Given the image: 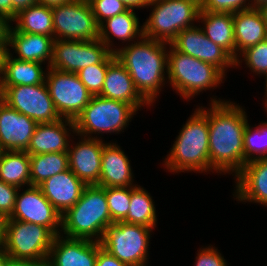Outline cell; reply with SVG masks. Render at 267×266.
Here are the masks:
<instances>
[{"label":"cell","mask_w":267,"mask_h":266,"mask_svg":"<svg viewBox=\"0 0 267 266\" xmlns=\"http://www.w3.org/2000/svg\"><path fill=\"white\" fill-rule=\"evenodd\" d=\"M214 95L207 105L210 175L234 179L244 167V131L249 118L239 103Z\"/></svg>","instance_id":"obj_1"},{"label":"cell","mask_w":267,"mask_h":266,"mask_svg":"<svg viewBox=\"0 0 267 266\" xmlns=\"http://www.w3.org/2000/svg\"><path fill=\"white\" fill-rule=\"evenodd\" d=\"M169 45L142 36L115 53L118 61L129 72L136 90L151 106L157 103L160 92L168 86Z\"/></svg>","instance_id":"obj_2"},{"label":"cell","mask_w":267,"mask_h":266,"mask_svg":"<svg viewBox=\"0 0 267 266\" xmlns=\"http://www.w3.org/2000/svg\"><path fill=\"white\" fill-rule=\"evenodd\" d=\"M199 105H194L196 108L160 162L168 173L210 174L208 107Z\"/></svg>","instance_id":"obj_3"},{"label":"cell","mask_w":267,"mask_h":266,"mask_svg":"<svg viewBox=\"0 0 267 266\" xmlns=\"http://www.w3.org/2000/svg\"><path fill=\"white\" fill-rule=\"evenodd\" d=\"M112 223L105 187L87 185L78 202L61 216L60 234L100 242Z\"/></svg>","instance_id":"obj_4"},{"label":"cell","mask_w":267,"mask_h":266,"mask_svg":"<svg viewBox=\"0 0 267 266\" xmlns=\"http://www.w3.org/2000/svg\"><path fill=\"white\" fill-rule=\"evenodd\" d=\"M226 78L213 64L181 53L169 45L167 82L182 100L190 102L207 90L219 89Z\"/></svg>","instance_id":"obj_5"},{"label":"cell","mask_w":267,"mask_h":266,"mask_svg":"<svg viewBox=\"0 0 267 266\" xmlns=\"http://www.w3.org/2000/svg\"><path fill=\"white\" fill-rule=\"evenodd\" d=\"M136 114L139 113L131 104L92 95L74 120V127L78 135L104 140V134L123 133Z\"/></svg>","instance_id":"obj_6"},{"label":"cell","mask_w":267,"mask_h":266,"mask_svg":"<svg viewBox=\"0 0 267 266\" xmlns=\"http://www.w3.org/2000/svg\"><path fill=\"white\" fill-rule=\"evenodd\" d=\"M149 16L143 22V36L171 43L179 32L197 25L199 0H150Z\"/></svg>","instance_id":"obj_7"},{"label":"cell","mask_w":267,"mask_h":266,"mask_svg":"<svg viewBox=\"0 0 267 266\" xmlns=\"http://www.w3.org/2000/svg\"><path fill=\"white\" fill-rule=\"evenodd\" d=\"M153 231L140 224L114 222L105 229L101 247L128 266H144L149 264Z\"/></svg>","instance_id":"obj_8"},{"label":"cell","mask_w":267,"mask_h":266,"mask_svg":"<svg viewBox=\"0 0 267 266\" xmlns=\"http://www.w3.org/2000/svg\"><path fill=\"white\" fill-rule=\"evenodd\" d=\"M54 237L43 225L8 220L2 248L12 259L48 261Z\"/></svg>","instance_id":"obj_9"},{"label":"cell","mask_w":267,"mask_h":266,"mask_svg":"<svg viewBox=\"0 0 267 266\" xmlns=\"http://www.w3.org/2000/svg\"><path fill=\"white\" fill-rule=\"evenodd\" d=\"M0 99L37 123H52L61 119L46 83L0 86Z\"/></svg>","instance_id":"obj_10"},{"label":"cell","mask_w":267,"mask_h":266,"mask_svg":"<svg viewBox=\"0 0 267 266\" xmlns=\"http://www.w3.org/2000/svg\"><path fill=\"white\" fill-rule=\"evenodd\" d=\"M45 83L61 118L74 121L92 97L76 73L49 67Z\"/></svg>","instance_id":"obj_11"},{"label":"cell","mask_w":267,"mask_h":266,"mask_svg":"<svg viewBox=\"0 0 267 266\" xmlns=\"http://www.w3.org/2000/svg\"><path fill=\"white\" fill-rule=\"evenodd\" d=\"M54 39L89 41L99 39L97 25L88 0H73L52 7Z\"/></svg>","instance_id":"obj_12"},{"label":"cell","mask_w":267,"mask_h":266,"mask_svg":"<svg viewBox=\"0 0 267 266\" xmlns=\"http://www.w3.org/2000/svg\"><path fill=\"white\" fill-rule=\"evenodd\" d=\"M112 52L99 40L54 39L50 68L77 73L82 68L102 63Z\"/></svg>","instance_id":"obj_13"},{"label":"cell","mask_w":267,"mask_h":266,"mask_svg":"<svg viewBox=\"0 0 267 266\" xmlns=\"http://www.w3.org/2000/svg\"><path fill=\"white\" fill-rule=\"evenodd\" d=\"M61 216L41 188L31 185L18 190L14 211L8 220L43 225L56 236L61 231Z\"/></svg>","instance_id":"obj_14"},{"label":"cell","mask_w":267,"mask_h":266,"mask_svg":"<svg viewBox=\"0 0 267 266\" xmlns=\"http://www.w3.org/2000/svg\"><path fill=\"white\" fill-rule=\"evenodd\" d=\"M170 44L181 53L213 64L226 76L230 70L235 68V59L225 49L205 36L198 23L179 32Z\"/></svg>","instance_id":"obj_15"},{"label":"cell","mask_w":267,"mask_h":266,"mask_svg":"<svg viewBox=\"0 0 267 266\" xmlns=\"http://www.w3.org/2000/svg\"><path fill=\"white\" fill-rule=\"evenodd\" d=\"M106 143L107 140L87 138L78 134L71 139L67 152L69 169L86 185L99 184L102 151Z\"/></svg>","instance_id":"obj_16"},{"label":"cell","mask_w":267,"mask_h":266,"mask_svg":"<svg viewBox=\"0 0 267 266\" xmlns=\"http://www.w3.org/2000/svg\"><path fill=\"white\" fill-rule=\"evenodd\" d=\"M101 243L88 239L68 238L61 234L53 239L48 266H95Z\"/></svg>","instance_id":"obj_17"},{"label":"cell","mask_w":267,"mask_h":266,"mask_svg":"<svg viewBox=\"0 0 267 266\" xmlns=\"http://www.w3.org/2000/svg\"><path fill=\"white\" fill-rule=\"evenodd\" d=\"M37 125L0 99V151H26Z\"/></svg>","instance_id":"obj_18"},{"label":"cell","mask_w":267,"mask_h":266,"mask_svg":"<svg viewBox=\"0 0 267 266\" xmlns=\"http://www.w3.org/2000/svg\"><path fill=\"white\" fill-rule=\"evenodd\" d=\"M233 180L232 197L237 203L267 207V158L246 163Z\"/></svg>","instance_id":"obj_19"},{"label":"cell","mask_w":267,"mask_h":266,"mask_svg":"<svg viewBox=\"0 0 267 266\" xmlns=\"http://www.w3.org/2000/svg\"><path fill=\"white\" fill-rule=\"evenodd\" d=\"M117 140L108 141L102 151L100 187H131L136 186L131 160Z\"/></svg>","instance_id":"obj_20"},{"label":"cell","mask_w":267,"mask_h":266,"mask_svg":"<svg viewBox=\"0 0 267 266\" xmlns=\"http://www.w3.org/2000/svg\"><path fill=\"white\" fill-rule=\"evenodd\" d=\"M135 11L128 9L99 25V40L112 53H116L123 46L129 45L143 36V25L140 24L136 14L138 11ZM114 40H118V44Z\"/></svg>","instance_id":"obj_21"},{"label":"cell","mask_w":267,"mask_h":266,"mask_svg":"<svg viewBox=\"0 0 267 266\" xmlns=\"http://www.w3.org/2000/svg\"><path fill=\"white\" fill-rule=\"evenodd\" d=\"M75 134L74 121L70 119L61 118L52 123H38L26 152L29 155L67 153Z\"/></svg>","instance_id":"obj_22"},{"label":"cell","mask_w":267,"mask_h":266,"mask_svg":"<svg viewBox=\"0 0 267 266\" xmlns=\"http://www.w3.org/2000/svg\"><path fill=\"white\" fill-rule=\"evenodd\" d=\"M99 96L131 104L138 112L153 108L136 90L129 72L117 58L108 65Z\"/></svg>","instance_id":"obj_23"},{"label":"cell","mask_w":267,"mask_h":266,"mask_svg":"<svg viewBox=\"0 0 267 266\" xmlns=\"http://www.w3.org/2000/svg\"><path fill=\"white\" fill-rule=\"evenodd\" d=\"M54 37L17 31L10 25L8 53L22 61H34L50 66Z\"/></svg>","instance_id":"obj_24"},{"label":"cell","mask_w":267,"mask_h":266,"mask_svg":"<svg viewBox=\"0 0 267 266\" xmlns=\"http://www.w3.org/2000/svg\"><path fill=\"white\" fill-rule=\"evenodd\" d=\"M86 186L70 169L46 179L39 185L44 196L61 215L78 202Z\"/></svg>","instance_id":"obj_25"},{"label":"cell","mask_w":267,"mask_h":266,"mask_svg":"<svg viewBox=\"0 0 267 266\" xmlns=\"http://www.w3.org/2000/svg\"><path fill=\"white\" fill-rule=\"evenodd\" d=\"M235 59L246 49L267 39V23L258 9L233 13Z\"/></svg>","instance_id":"obj_26"},{"label":"cell","mask_w":267,"mask_h":266,"mask_svg":"<svg viewBox=\"0 0 267 266\" xmlns=\"http://www.w3.org/2000/svg\"><path fill=\"white\" fill-rule=\"evenodd\" d=\"M198 24L205 36L225 49L235 59L233 13L200 10Z\"/></svg>","instance_id":"obj_27"},{"label":"cell","mask_w":267,"mask_h":266,"mask_svg":"<svg viewBox=\"0 0 267 266\" xmlns=\"http://www.w3.org/2000/svg\"><path fill=\"white\" fill-rule=\"evenodd\" d=\"M34 61H22L6 54L0 86L37 85L45 83L49 67ZM46 67V68H45Z\"/></svg>","instance_id":"obj_28"},{"label":"cell","mask_w":267,"mask_h":266,"mask_svg":"<svg viewBox=\"0 0 267 266\" xmlns=\"http://www.w3.org/2000/svg\"><path fill=\"white\" fill-rule=\"evenodd\" d=\"M11 25L19 32L54 37L52 7L36 3L21 10Z\"/></svg>","instance_id":"obj_29"},{"label":"cell","mask_w":267,"mask_h":266,"mask_svg":"<svg viewBox=\"0 0 267 266\" xmlns=\"http://www.w3.org/2000/svg\"><path fill=\"white\" fill-rule=\"evenodd\" d=\"M0 180L18 188L31 186L30 155L26 151H0Z\"/></svg>","instance_id":"obj_30"},{"label":"cell","mask_w":267,"mask_h":266,"mask_svg":"<svg viewBox=\"0 0 267 266\" xmlns=\"http://www.w3.org/2000/svg\"><path fill=\"white\" fill-rule=\"evenodd\" d=\"M153 196L142 185L131 186L130 208L123 220L129 224H140L155 230L158 215Z\"/></svg>","instance_id":"obj_31"},{"label":"cell","mask_w":267,"mask_h":266,"mask_svg":"<svg viewBox=\"0 0 267 266\" xmlns=\"http://www.w3.org/2000/svg\"><path fill=\"white\" fill-rule=\"evenodd\" d=\"M67 169H69L68 153L53 152L30 155L32 186H39L46 179Z\"/></svg>","instance_id":"obj_32"},{"label":"cell","mask_w":267,"mask_h":266,"mask_svg":"<svg viewBox=\"0 0 267 266\" xmlns=\"http://www.w3.org/2000/svg\"><path fill=\"white\" fill-rule=\"evenodd\" d=\"M253 125L248 121L244 131V165L267 158V120Z\"/></svg>","instance_id":"obj_33"},{"label":"cell","mask_w":267,"mask_h":266,"mask_svg":"<svg viewBox=\"0 0 267 266\" xmlns=\"http://www.w3.org/2000/svg\"><path fill=\"white\" fill-rule=\"evenodd\" d=\"M242 62L250 71L249 74L255 77H267V39L260 41L256 45L243 51L235 59V69L242 67Z\"/></svg>","instance_id":"obj_34"},{"label":"cell","mask_w":267,"mask_h":266,"mask_svg":"<svg viewBox=\"0 0 267 266\" xmlns=\"http://www.w3.org/2000/svg\"><path fill=\"white\" fill-rule=\"evenodd\" d=\"M115 58V53H111L102 63L82 68L76 73L91 95L101 93L108 65Z\"/></svg>","instance_id":"obj_35"},{"label":"cell","mask_w":267,"mask_h":266,"mask_svg":"<svg viewBox=\"0 0 267 266\" xmlns=\"http://www.w3.org/2000/svg\"><path fill=\"white\" fill-rule=\"evenodd\" d=\"M111 221H123L130 208L131 187H105Z\"/></svg>","instance_id":"obj_36"},{"label":"cell","mask_w":267,"mask_h":266,"mask_svg":"<svg viewBox=\"0 0 267 266\" xmlns=\"http://www.w3.org/2000/svg\"><path fill=\"white\" fill-rule=\"evenodd\" d=\"M99 26L103 21L121 14L128 10L127 6L120 0H88Z\"/></svg>","instance_id":"obj_37"},{"label":"cell","mask_w":267,"mask_h":266,"mask_svg":"<svg viewBox=\"0 0 267 266\" xmlns=\"http://www.w3.org/2000/svg\"><path fill=\"white\" fill-rule=\"evenodd\" d=\"M200 10L209 12L235 13L252 9V0H199Z\"/></svg>","instance_id":"obj_38"},{"label":"cell","mask_w":267,"mask_h":266,"mask_svg":"<svg viewBox=\"0 0 267 266\" xmlns=\"http://www.w3.org/2000/svg\"><path fill=\"white\" fill-rule=\"evenodd\" d=\"M193 266H228L221 251L214 245H203L198 248Z\"/></svg>","instance_id":"obj_39"},{"label":"cell","mask_w":267,"mask_h":266,"mask_svg":"<svg viewBox=\"0 0 267 266\" xmlns=\"http://www.w3.org/2000/svg\"><path fill=\"white\" fill-rule=\"evenodd\" d=\"M20 188L0 180V211L10 217L14 211L16 196Z\"/></svg>","instance_id":"obj_40"},{"label":"cell","mask_w":267,"mask_h":266,"mask_svg":"<svg viewBox=\"0 0 267 266\" xmlns=\"http://www.w3.org/2000/svg\"><path fill=\"white\" fill-rule=\"evenodd\" d=\"M95 266H128L121 262L118 258L111 255L104 248L98 249L97 261Z\"/></svg>","instance_id":"obj_41"},{"label":"cell","mask_w":267,"mask_h":266,"mask_svg":"<svg viewBox=\"0 0 267 266\" xmlns=\"http://www.w3.org/2000/svg\"><path fill=\"white\" fill-rule=\"evenodd\" d=\"M0 15L12 23L17 16L12 11V0H0Z\"/></svg>","instance_id":"obj_42"},{"label":"cell","mask_w":267,"mask_h":266,"mask_svg":"<svg viewBox=\"0 0 267 266\" xmlns=\"http://www.w3.org/2000/svg\"><path fill=\"white\" fill-rule=\"evenodd\" d=\"M4 266H48L47 261H29L8 258Z\"/></svg>","instance_id":"obj_43"},{"label":"cell","mask_w":267,"mask_h":266,"mask_svg":"<svg viewBox=\"0 0 267 266\" xmlns=\"http://www.w3.org/2000/svg\"><path fill=\"white\" fill-rule=\"evenodd\" d=\"M11 22L8 21L4 16L0 15V45L8 44V31Z\"/></svg>","instance_id":"obj_44"},{"label":"cell","mask_w":267,"mask_h":266,"mask_svg":"<svg viewBox=\"0 0 267 266\" xmlns=\"http://www.w3.org/2000/svg\"><path fill=\"white\" fill-rule=\"evenodd\" d=\"M37 3V0H12V11L17 15L21 10Z\"/></svg>","instance_id":"obj_45"},{"label":"cell","mask_w":267,"mask_h":266,"mask_svg":"<svg viewBox=\"0 0 267 266\" xmlns=\"http://www.w3.org/2000/svg\"><path fill=\"white\" fill-rule=\"evenodd\" d=\"M123 2L128 9L140 10L146 9V6L150 2V0H120Z\"/></svg>","instance_id":"obj_46"},{"label":"cell","mask_w":267,"mask_h":266,"mask_svg":"<svg viewBox=\"0 0 267 266\" xmlns=\"http://www.w3.org/2000/svg\"><path fill=\"white\" fill-rule=\"evenodd\" d=\"M9 217L0 211V247L3 246L6 238L7 222Z\"/></svg>","instance_id":"obj_47"},{"label":"cell","mask_w":267,"mask_h":266,"mask_svg":"<svg viewBox=\"0 0 267 266\" xmlns=\"http://www.w3.org/2000/svg\"><path fill=\"white\" fill-rule=\"evenodd\" d=\"M7 53H8V45H0V82L3 77L4 60Z\"/></svg>","instance_id":"obj_48"},{"label":"cell","mask_w":267,"mask_h":266,"mask_svg":"<svg viewBox=\"0 0 267 266\" xmlns=\"http://www.w3.org/2000/svg\"><path fill=\"white\" fill-rule=\"evenodd\" d=\"M73 0H37L38 4H42L44 6H48V7H54V6H59L62 4H66L69 3Z\"/></svg>","instance_id":"obj_49"},{"label":"cell","mask_w":267,"mask_h":266,"mask_svg":"<svg viewBox=\"0 0 267 266\" xmlns=\"http://www.w3.org/2000/svg\"><path fill=\"white\" fill-rule=\"evenodd\" d=\"M8 258H9L8 254L2 247H0V266H4Z\"/></svg>","instance_id":"obj_50"},{"label":"cell","mask_w":267,"mask_h":266,"mask_svg":"<svg viewBox=\"0 0 267 266\" xmlns=\"http://www.w3.org/2000/svg\"><path fill=\"white\" fill-rule=\"evenodd\" d=\"M267 0H252V9H258L262 5L266 4Z\"/></svg>","instance_id":"obj_51"},{"label":"cell","mask_w":267,"mask_h":266,"mask_svg":"<svg viewBox=\"0 0 267 266\" xmlns=\"http://www.w3.org/2000/svg\"><path fill=\"white\" fill-rule=\"evenodd\" d=\"M261 12L263 20L267 23V3L258 8Z\"/></svg>","instance_id":"obj_52"},{"label":"cell","mask_w":267,"mask_h":266,"mask_svg":"<svg viewBox=\"0 0 267 266\" xmlns=\"http://www.w3.org/2000/svg\"><path fill=\"white\" fill-rule=\"evenodd\" d=\"M262 105H263V107L262 108H264L265 110V112H266V114H267V97H265L263 100H262ZM266 117H267V115H266Z\"/></svg>","instance_id":"obj_53"},{"label":"cell","mask_w":267,"mask_h":266,"mask_svg":"<svg viewBox=\"0 0 267 266\" xmlns=\"http://www.w3.org/2000/svg\"><path fill=\"white\" fill-rule=\"evenodd\" d=\"M264 80H265V81H264L265 83H264V88H263V89H264V91H265V92H264L265 95L263 96V98H264V97H267V77H266Z\"/></svg>","instance_id":"obj_54"}]
</instances>
